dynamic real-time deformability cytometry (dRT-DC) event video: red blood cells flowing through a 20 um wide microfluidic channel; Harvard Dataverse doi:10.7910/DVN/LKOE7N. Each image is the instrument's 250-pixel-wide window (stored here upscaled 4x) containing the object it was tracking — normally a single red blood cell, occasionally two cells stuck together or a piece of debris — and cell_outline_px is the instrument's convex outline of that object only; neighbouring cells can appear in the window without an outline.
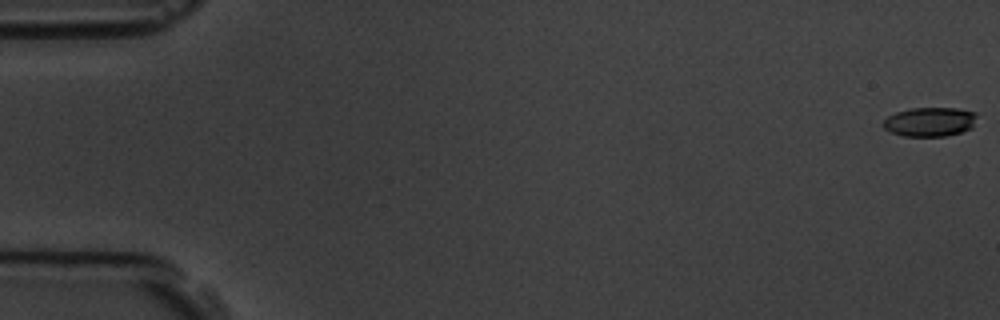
{"species": "common noctule bat (a hibernating species)", "species_latin": "Nyctalus noctula", "temperature_condition": "room temperature", "stored_images_in_passage": 6, "camera_frame_rate_fps": 3000, "um_per_image_px": 0.085, "animal": {"sex": "male", "body_mass_g": 19.5, "forearm_length_mm": 54.6}, "frame": {"image": 1, "passage_image": 1, "time_ms": 0.0, "image_size_px": [1000, 320], "cell_outline_px": [[976, 116], [972, 128], [960, 132], [944, 136], [904, 136], [892, 132], [884, 128], [884, 120], [888, 116], [896, 112], [912, 108], [956, 108], [976, 112]], "centroid_in_image_um": [79.05, 10.35], "position_along_channel_um": 6.0, "area_um2": 15.78}}
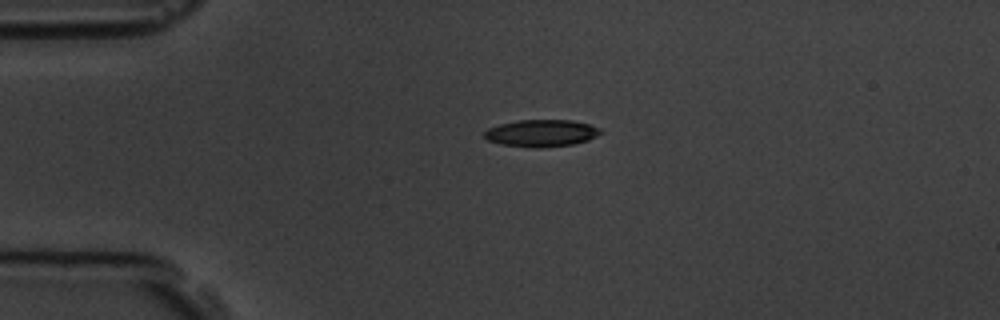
{"frame": {"image": 2, "passage_image": 4, "time_ms": 4.333, "image_size_px": [1000, 320], "cell_outline_px": [[604, 132], [588, 140], [572, 144], [540, 148], [532, 148], [500, 144], [488, 140], [484, 136], [484, 132], [488, 128], [500, 124], [516, 120], [572, 120], [588, 124], [600, 128]], "centroid_in_image_um": [46.02, 11.32], "position_along_channel_um": 39.0, "area_um2": 18.38}}
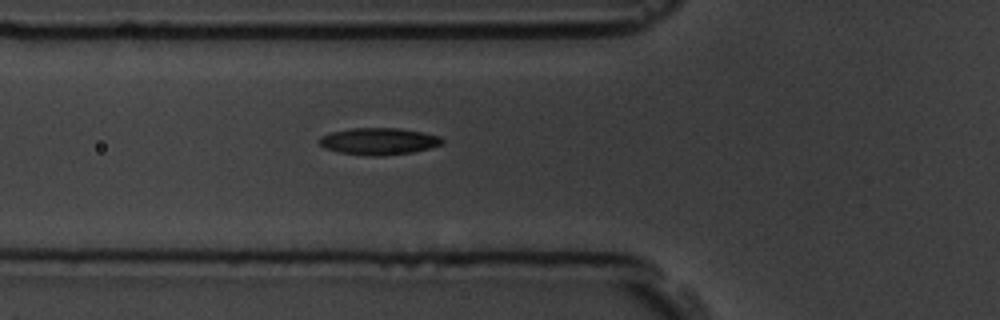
{"frame": {"image": 3, "passage_image": 6, "time_ms": 6.667, "image_size_px": [1000, 320], "cell_outline_px": [[444, 144], [432, 148], [412, 152], [380, 156], [372, 156], [340, 152], [324, 148], [320, 144], [320, 136], [332, 132], [352, 128], [400, 128], [424, 132], [440, 136], [444, 140]], "centroid_in_image_um": [32.26, 12.0], "position_along_channel_um": 93.5, "area_um2": 19.31}}